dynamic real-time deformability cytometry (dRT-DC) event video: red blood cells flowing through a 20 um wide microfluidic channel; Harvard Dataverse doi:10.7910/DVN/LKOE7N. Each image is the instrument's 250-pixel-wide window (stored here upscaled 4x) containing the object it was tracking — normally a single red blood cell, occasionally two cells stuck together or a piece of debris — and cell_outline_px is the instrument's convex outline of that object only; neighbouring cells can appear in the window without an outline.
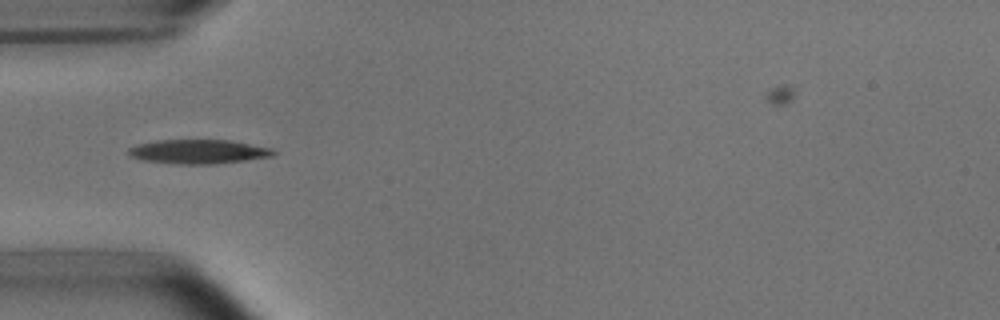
{"species": "common noctule bat (a hibernating species)", "species_latin": "Nyctalus noctula", "temperature_condition": "room temperature", "stored_images_in_passage": 35, "camera_frame_rate_fps": 3000, "um_per_image_px": 0.085, "animal": {"sex": "male", "body_mass_g": 15.6}, "frame": {"image": 1, "passage_image": 1, "time_ms": 0.0, "image_size_px": [1000, 320], "cell_outline_px": [[276, 152], [272, 156], [244, 160], [212, 164], [176, 164], [144, 160], [132, 156], [128, 152], [128, 148], [136, 144], [156, 140], [228, 140], [272, 148]], "centroid_in_image_um": [16.84, 12.88], "position_along_channel_um": 68.2, "area_um2": 20.23}}
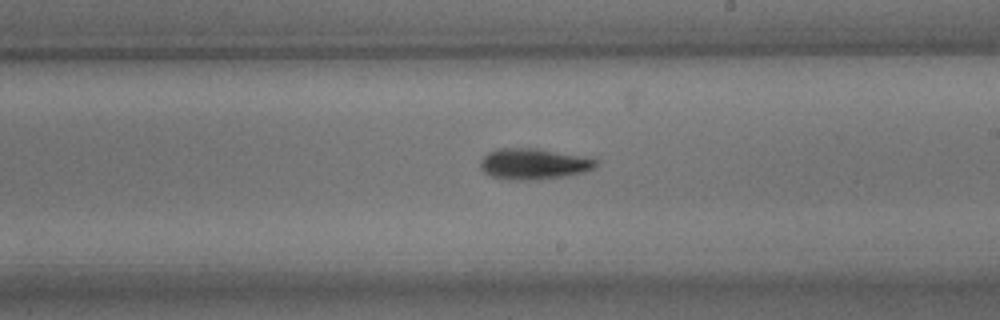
{"frame": {"image": 2, "passage_image": 15, "time_ms": 4.667, "image_size_px": [1000, 320], "cell_outline_px": [[600, 160], [592, 168], [584, 172], [564, 176], [540, 180], [508, 180], [492, 176], [484, 172], [480, 168], [480, 160], [488, 152], [496, 148], [536, 148]], "centroid_in_image_um": [45.3, 13.94], "position_along_channel_um": 243.7, "area_um2": 20.81}}
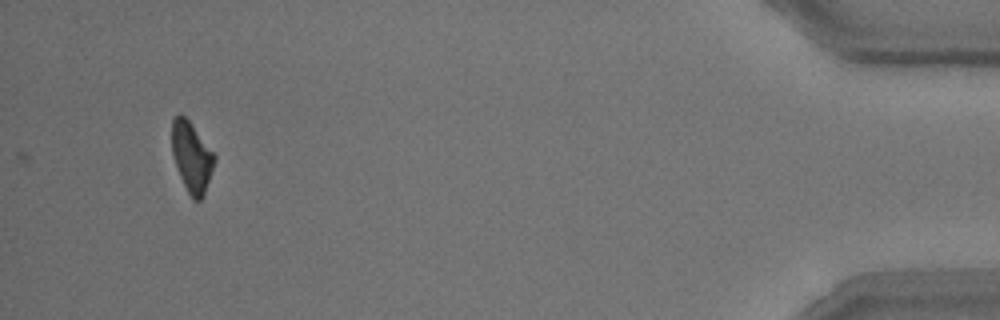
{"frame": {"image": 3, "passage_image": 35, "time_ms": 11.333, "image_size_px": [1000, 320], "cell_outline_px": [[216, 160], [204, 196], [200, 200], [192, 200], [180, 176], [172, 152], [172, 120], [180, 112], [188, 120], [216, 156]], "centroid_in_image_um": [16.3, 13.36], "position_along_channel_um": 418.9, "area_um2": 17.17}, "authors_computed_cell_mechanics": {"area_um2": 19.074, "velocity_mm_per_s": 3.7566, "shape_relaxation_time_tau1_ms": 2.97, "shape_relaxation_time_tau2_ms": 4.597, "deformation_change_tau1": 0.131, "deformation_change_tau2": 0.1165}}